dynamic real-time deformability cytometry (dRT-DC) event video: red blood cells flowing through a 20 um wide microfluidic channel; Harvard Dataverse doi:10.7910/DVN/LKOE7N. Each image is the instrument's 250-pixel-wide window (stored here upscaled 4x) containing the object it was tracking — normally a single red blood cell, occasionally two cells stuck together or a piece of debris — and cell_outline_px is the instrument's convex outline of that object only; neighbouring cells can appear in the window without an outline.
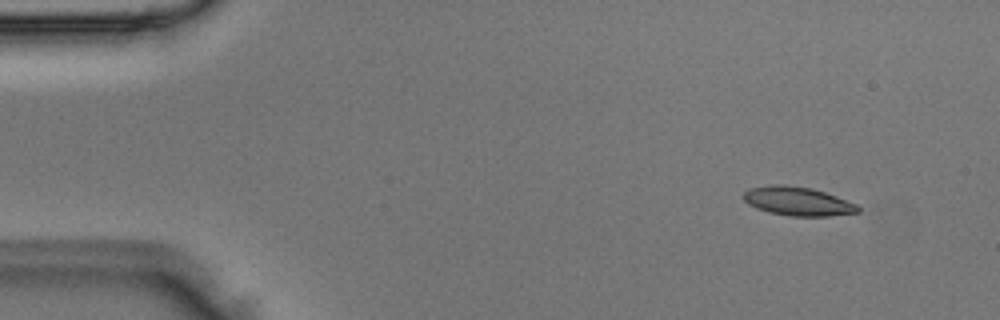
{"species": "Egyptian fruit bat (a non-hibernating species)", "species_latin": "Rousettus aegyptiacus", "temperature_condition": "room temperature", "stored_images_in_passage": 4, "segment_of_instrument_passage": [1, 2], "camera_frame_rate_fps": 3000, "um_per_image_px": 0.085, "animal": {"sex": "male"}, "frame": {"image": 1, "passage_image": 1, "time_ms": 0.0, "image_size_px": [1000, 320], "cell_outline_px": [[860, 212], [828, 216], [792, 216], [768, 212], [756, 208], [748, 204], [744, 200], [744, 192], [748, 188], [776, 184], [784, 184], [812, 188], [836, 196], [856, 204], [860, 208]], "centroid_in_image_um": [67.79, 17.1], "position_along_channel_um": 17.2, "area_um2": 19.19}}